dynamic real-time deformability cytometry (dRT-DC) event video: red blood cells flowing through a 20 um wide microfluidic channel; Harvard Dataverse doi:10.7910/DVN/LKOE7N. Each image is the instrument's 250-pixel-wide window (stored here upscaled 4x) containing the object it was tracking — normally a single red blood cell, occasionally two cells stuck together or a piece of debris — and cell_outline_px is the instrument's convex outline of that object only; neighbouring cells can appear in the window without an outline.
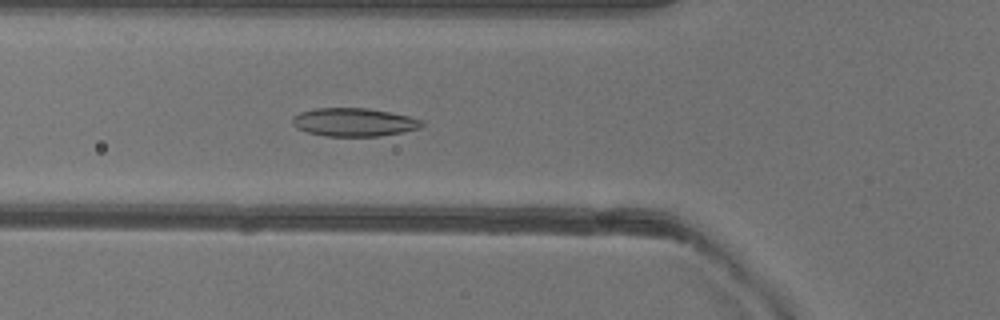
{"species": "common noctule bat (a hibernating species)", "species_latin": "Nyctalus noctula", "temperature_condition": "warm", "stored_images_in_passage": 30, "camera_frame_rate_fps": 3000, "um_per_image_px": 0.085, "animal": {"sex": "female"}, "frame": {"image": 1, "passage_image": 14, "time_ms": 4.333, "image_size_px": [1000, 320], "cell_outline_px": [[424, 124], [420, 128], [404, 132], [380, 136], [324, 136], [308, 132], [296, 128], [292, 124], [292, 116], [300, 112], [312, 108], [368, 108], [392, 112], [424, 120]], "centroid_in_image_um": [30.09, 10.38], "position_along_channel_um": 95.7, "area_um2": 21.62}}
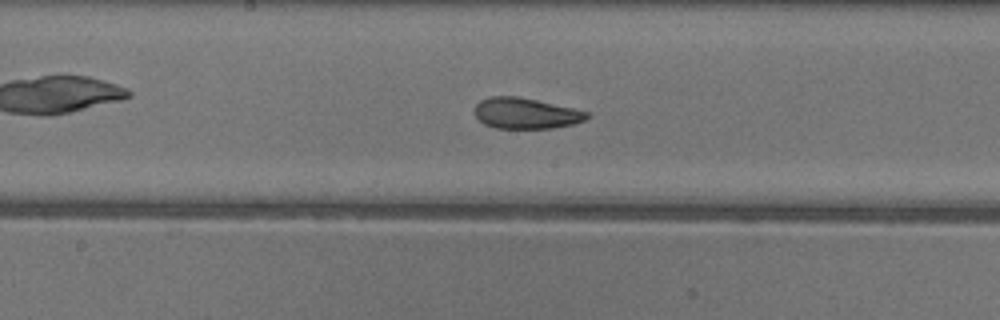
{"frame": {"image": 2, "passage_image": 22, "time_ms": 7.0, "image_size_px": [1000, 320], "cell_outline_px": [[592, 116], [584, 120], [572, 124], [552, 128], [496, 128], [484, 124], [476, 116], [476, 104], [480, 100], [488, 96], [520, 96], [592, 112]], "centroid_in_image_um": [44.74, 9.62], "position_along_channel_um": 203.5, "area_um2": 20.35}}
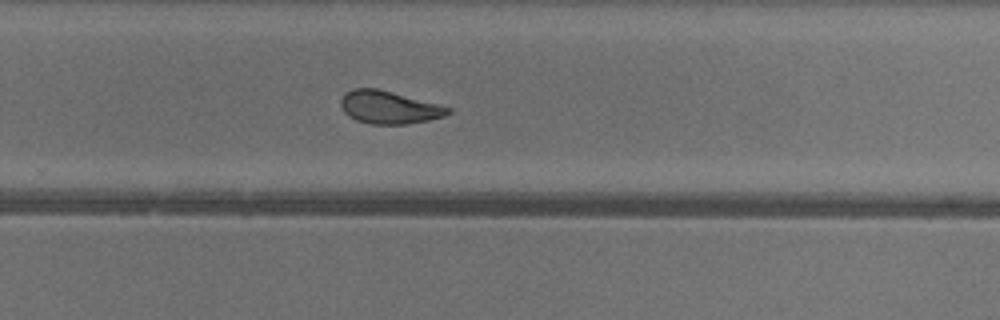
{"frame": {"image": 3, "passage_image": 29, "time_ms": 9.333, "image_size_px": [1000, 320], "cell_outline_px": [[452, 112], [444, 116], [428, 120], [404, 124], [372, 124], [356, 120], [348, 116], [344, 112], [340, 104], [340, 100], [352, 88], [376, 88], [392, 92], [452, 108]], "centroid_in_image_um": [33.05, 9.13], "position_along_channel_um": 296.7, "area_um2": 20.23}}